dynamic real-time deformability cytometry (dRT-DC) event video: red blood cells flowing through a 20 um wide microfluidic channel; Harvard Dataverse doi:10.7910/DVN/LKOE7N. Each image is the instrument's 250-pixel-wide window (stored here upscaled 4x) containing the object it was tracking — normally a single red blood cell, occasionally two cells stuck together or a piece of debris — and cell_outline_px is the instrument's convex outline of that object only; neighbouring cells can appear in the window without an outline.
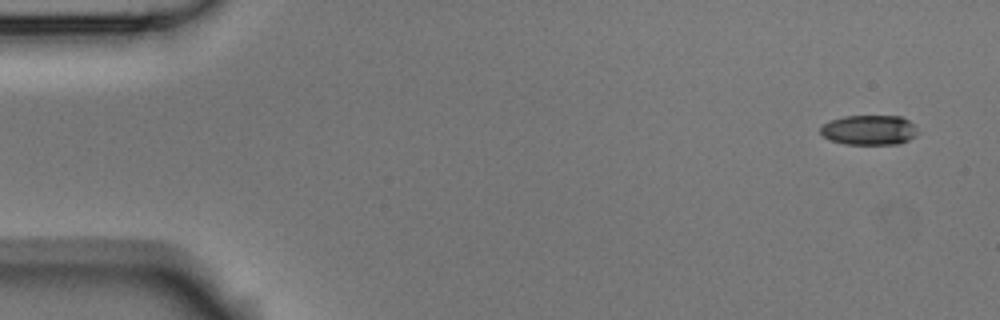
{"species": "Egyptian fruit bat (a non-hibernating species)", "species_latin": "Rousettus aegyptiacus", "temperature_condition": "room temperature", "stored_images_in_passage": 8, "camera_frame_rate_fps": 3000, "um_per_image_px": 0.085, "animal": {"sex": "male"}, "frame": {"image": 1, "passage_image": 1, "time_ms": 0.0, "image_size_px": [1000, 320], "cell_outline_px": [[916, 136], [900, 144], [844, 144], [832, 140], [824, 136], [820, 132], [820, 124], [828, 120], [844, 116], [900, 116], [908, 120], [912, 124], [916, 132]], "centroid_in_image_um": [73.82, 11.04], "position_along_channel_um": 11.2, "area_um2": 16.94}}
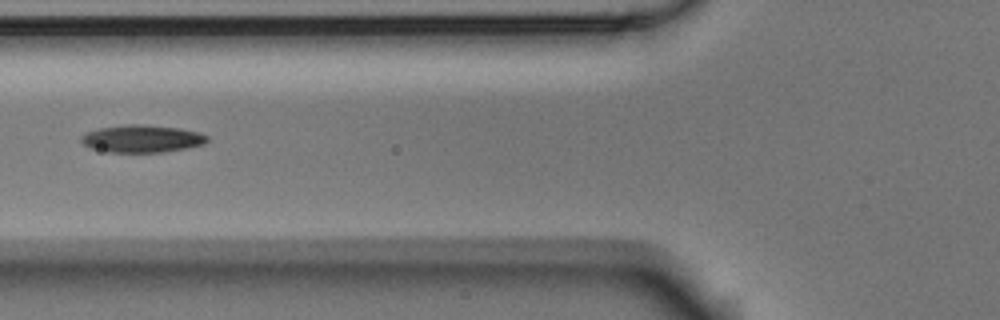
{"frame": {"image": 2, "passage_image": 6, "time_ms": 1.667, "image_size_px": [1000, 320], "cell_outline_px": [[208, 140], [204, 144], [184, 148], [160, 152], [108, 152], [88, 148], [80, 140], [80, 136], [88, 132], [100, 128], [128, 124], [140, 124], [180, 128], [200, 132], [208, 136]], "centroid_in_image_um": [12.05, 11.79], "position_along_channel_um": 113.7, "area_um2": 20.11}}
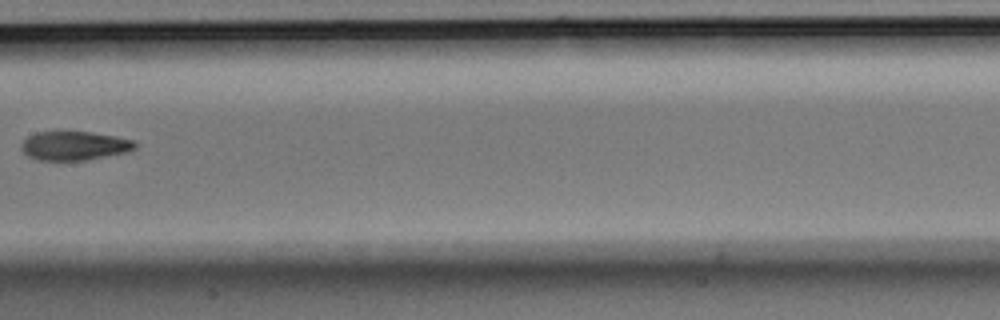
{"frame": {"image": 3, "passage_image": 8, "time_ms": 2.333, "image_size_px": [1000, 320], "cell_outline_px": [[136, 148], [124, 152], [88, 160], [40, 160], [28, 156], [20, 148], [20, 144], [28, 136], [36, 132], [92, 132], [116, 136], [132, 140], [136, 144]], "centroid_in_image_um": [6.29, 12.38], "position_along_channel_um": 201.1, "area_um2": 19.02}}